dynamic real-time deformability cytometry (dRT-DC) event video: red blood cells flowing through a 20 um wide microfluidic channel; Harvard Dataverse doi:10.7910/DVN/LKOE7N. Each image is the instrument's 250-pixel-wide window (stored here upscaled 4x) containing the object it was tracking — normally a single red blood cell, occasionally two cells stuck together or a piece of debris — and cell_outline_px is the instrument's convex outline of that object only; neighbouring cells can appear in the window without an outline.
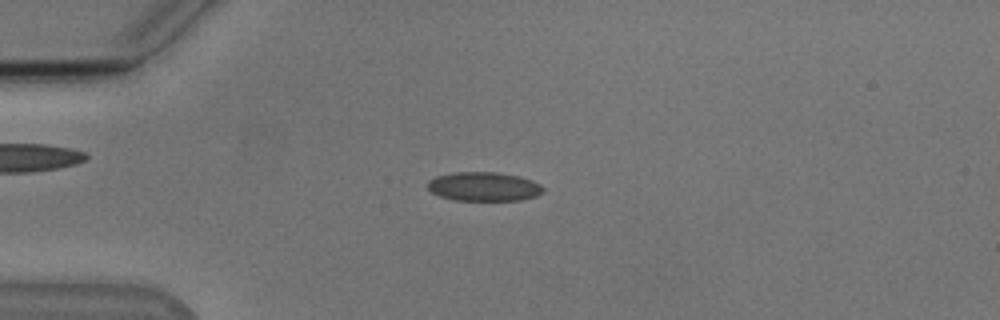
{"species": "Egyptian fruit bat (a non-hibernating species)", "species_latin": "Rousettus aegyptiacus", "temperature_condition": "cold", "stored_images_in_passage": 48, "camera_frame_rate_fps": 3000, "um_per_image_px": 0.085, "animal": {"sex": "male"}, "frame": {"image": 1, "passage_image": 8, "time_ms": 2.333, "image_size_px": [1000, 320], "cell_outline_px": [[544, 192], [536, 196], [520, 200], [452, 200], [440, 196], [432, 192], [424, 184], [428, 180], [436, 176], [452, 172], [496, 172], [520, 176], [532, 180], [540, 184], [544, 188]], "centroid_in_image_um": [41.1, 15.85], "position_along_channel_um": 43.9, "area_um2": 19.77}}
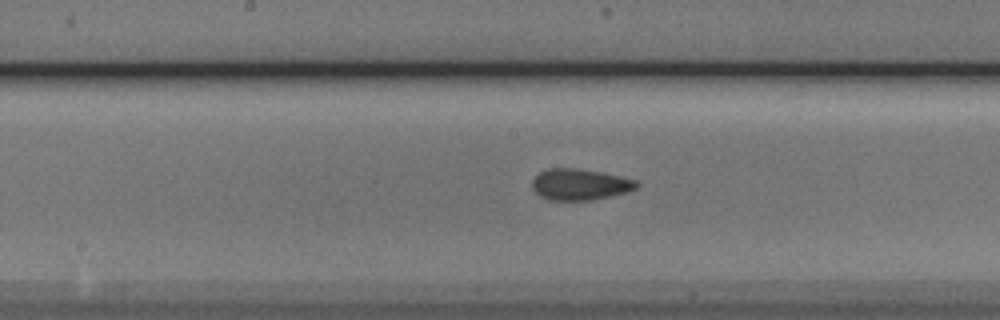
{"frame": {"image": 2, "passage_image": 22, "time_ms": 7.0, "image_size_px": [1000, 320], "cell_outline_px": [[640, 184], [636, 188], [624, 192], [592, 200], [548, 200], [540, 196], [532, 188], [532, 180], [540, 172], [548, 168], [576, 168], [600, 172], [636, 180]], "centroid_in_image_um": [49.25, 15.67], "position_along_channel_um": 199.0, "area_um2": 18.79}}
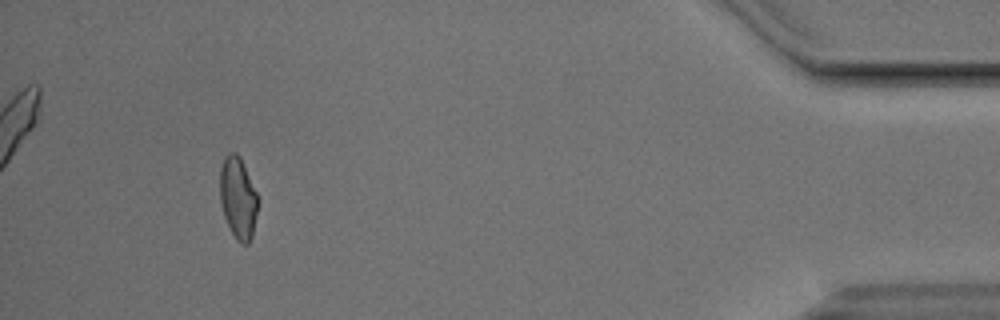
{"frame": {"image": 3, "passage_image": 44, "time_ms": 14.333, "image_size_px": [1000, 320], "cell_outline_px": [[260, 200], [252, 236], [248, 244], [240, 244], [236, 240], [224, 216], [220, 200], [220, 168], [224, 156], [228, 152], [236, 152], [240, 156]], "centroid_in_image_um": [20.24, 16.81], "position_along_channel_um": 415.0, "area_um2": 18.32}, "authors_computed_cell_mechanics": {"area_um2": 18.8139, "velocity_mm_per_s": 3.828, "shape_relaxation_time_tau1_ms": 7.5585, "shape_relaxation_time_tau2_ms": 1.7104, "deformation_change_tau1": 0.1458, "deformation_change_tau2": 0.0552}}